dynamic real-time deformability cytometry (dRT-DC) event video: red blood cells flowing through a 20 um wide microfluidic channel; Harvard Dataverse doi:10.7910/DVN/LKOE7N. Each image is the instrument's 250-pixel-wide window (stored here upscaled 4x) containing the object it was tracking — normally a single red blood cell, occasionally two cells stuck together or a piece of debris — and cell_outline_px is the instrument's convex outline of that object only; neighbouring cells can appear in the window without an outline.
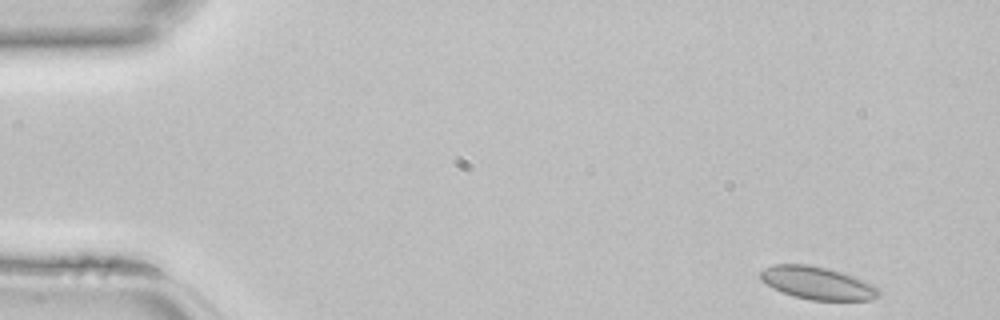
{"species": "common noctule bat (a hibernating species)", "species_latin": "Nyctalus noctula", "temperature_condition": "room temperature", "stored_images_in_passage": 42, "camera_frame_rate_fps": 3000, "um_per_image_px": 0.085, "animal": {"sex": "female", "body_mass_g": 22.7, "forearm_length_mm": 54.2}, "frame": {"image": 1, "passage_image": 1, "time_ms": 0.0, "image_size_px": [1000, 320], "cell_outline_px": [[880, 296], [872, 300], [812, 300], [792, 296], [772, 288], [760, 280], [760, 272], [764, 268], [772, 264], [808, 264], [828, 268], [852, 276], [872, 284], [880, 292]], "centroid_in_image_um": [69.43, 24.06], "position_along_channel_um": 15.6, "area_um2": 22.6}}
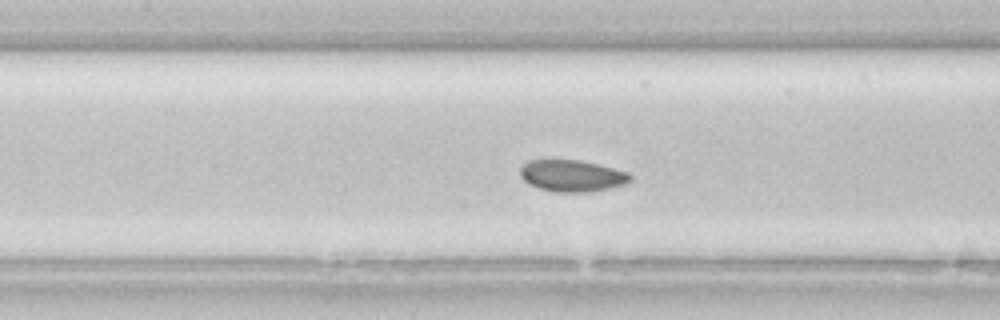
{"frame": {"image": 2, "passage_image": 18, "time_ms": 5.667, "image_size_px": [1000, 320], "cell_outline_px": [[632, 180], [628, 184], [592, 192], [556, 192], [540, 188], [528, 184], [520, 176], [520, 168], [528, 160], [580, 160], [628, 172], [632, 176]], "centroid_in_image_um": [48.64, 14.95], "position_along_channel_um": 158.8, "area_um2": 20.4}}
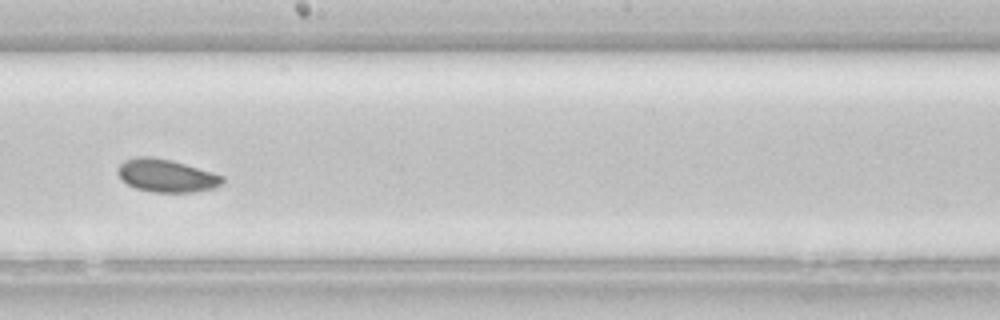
{"frame": {"image": 3, "passage_image": 23, "time_ms": 7.333, "image_size_px": [1000, 320], "cell_outline_px": [[224, 180], [220, 184], [212, 188], [192, 192], [152, 192], [136, 188], [128, 184], [116, 172], [120, 164], [124, 160], [136, 156], [148, 156], [172, 160], [212, 172], [224, 176]], "centroid_in_image_um": [14.12, 14.92], "position_along_channel_um": 234.1, "area_um2": 19.88}}